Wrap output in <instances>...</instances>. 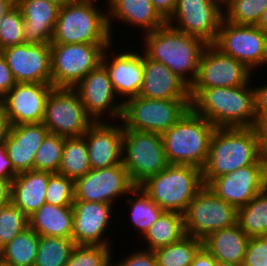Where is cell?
<instances>
[{
  "instance_id": "cell-12",
  "label": "cell",
  "mask_w": 267,
  "mask_h": 266,
  "mask_svg": "<svg viewBox=\"0 0 267 266\" xmlns=\"http://www.w3.org/2000/svg\"><path fill=\"white\" fill-rule=\"evenodd\" d=\"M214 45L251 71L267 64V33L257 26L237 25L223 18Z\"/></svg>"
},
{
  "instance_id": "cell-8",
  "label": "cell",
  "mask_w": 267,
  "mask_h": 266,
  "mask_svg": "<svg viewBox=\"0 0 267 266\" xmlns=\"http://www.w3.org/2000/svg\"><path fill=\"white\" fill-rule=\"evenodd\" d=\"M122 154V164L135 186L169 165L158 133L124 129Z\"/></svg>"
},
{
  "instance_id": "cell-50",
  "label": "cell",
  "mask_w": 267,
  "mask_h": 266,
  "mask_svg": "<svg viewBox=\"0 0 267 266\" xmlns=\"http://www.w3.org/2000/svg\"><path fill=\"white\" fill-rule=\"evenodd\" d=\"M12 180L0 178V209L11 202Z\"/></svg>"
},
{
  "instance_id": "cell-14",
  "label": "cell",
  "mask_w": 267,
  "mask_h": 266,
  "mask_svg": "<svg viewBox=\"0 0 267 266\" xmlns=\"http://www.w3.org/2000/svg\"><path fill=\"white\" fill-rule=\"evenodd\" d=\"M252 71L243 63L224 54L214 44L203 50L197 76L190 88L235 87L248 84Z\"/></svg>"
},
{
  "instance_id": "cell-58",
  "label": "cell",
  "mask_w": 267,
  "mask_h": 266,
  "mask_svg": "<svg viewBox=\"0 0 267 266\" xmlns=\"http://www.w3.org/2000/svg\"><path fill=\"white\" fill-rule=\"evenodd\" d=\"M0 105H2V97L0 96Z\"/></svg>"
},
{
  "instance_id": "cell-23",
  "label": "cell",
  "mask_w": 267,
  "mask_h": 266,
  "mask_svg": "<svg viewBox=\"0 0 267 266\" xmlns=\"http://www.w3.org/2000/svg\"><path fill=\"white\" fill-rule=\"evenodd\" d=\"M48 133L42 122L10 126L4 145L17 173L33 170L35 154Z\"/></svg>"
},
{
  "instance_id": "cell-4",
  "label": "cell",
  "mask_w": 267,
  "mask_h": 266,
  "mask_svg": "<svg viewBox=\"0 0 267 266\" xmlns=\"http://www.w3.org/2000/svg\"><path fill=\"white\" fill-rule=\"evenodd\" d=\"M216 127L191 108L162 135L169 164L192 165L203 169L209 152V142Z\"/></svg>"
},
{
  "instance_id": "cell-39",
  "label": "cell",
  "mask_w": 267,
  "mask_h": 266,
  "mask_svg": "<svg viewBox=\"0 0 267 266\" xmlns=\"http://www.w3.org/2000/svg\"><path fill=\"white\" fill-rule=\"evenodd\" d=\"M109 247L75 245L65 266H113Z\"/></svg>"
},
{
  "instance_id": "cell-1",
  "label": "cell",
  "mask_w": 267,
  "mask_h": 266,
  "mask_svg": "<svg viewBox=\"0 0 267 266\" xmlns=\"http://www.w3.org/2000/svg\"><path fill=\"white\" fill-rule=\"evenodd\" d=\"M253 164H267L257 127L216 128L202 169L203 184L207 185L213 178Z\"/></svg>"
},
{
  "instance_id": "cell-17",
  "label": "cell",
  "mask_w": 267,
  "mask_h": 266,
  "mask_svg": "<svg viewBox=\"0 0 267 266\" xmlns=\"http://www.w3.org/2000/svg\"><path fill=\"white\" fill-rule=\"evenodd\" d=\"M16 83H51V47L21 44L0 51Z\"/></svg>"
},
{
  "instance_id": "cell-28",
  "label": "cell",
  "mask_w": 267,
  "mask_h": 266,
  "mask_svg": "<svg viewBox=\"0 0 267 266\" xmlns=\"http://www.w3.org/2000/svg\"><path fill=\"white\" fill-rule=\"evenodd\" d=\"M249 239L235 224L209 234L203 246L217 261L242 265Z\"/></svg>"
},
{
  "instance_id": "cell-18",
  "label": "cell",
  "mask_w": 267,
  "mask_h": 266,
  "mask_svg": "<svg viewBox=\"0 0 267 266\" xmlns=\"http://www.w3.org/2000/svg\"><path fill=\"white\" fill-rule=\"evenodd\" d=\"M51 83H16L2 97V106L10 126L41 123Z\"/></svg>"
},
{
  "instance_id": "cell-25",
  "label": "cell",
  "mask_w": 267,
  "mask_h": 266,
  "mask_svg": "<svg viewBox=\"0 0 267 266\" xmlns=\"http://www.w3.org/2000/svg\"><path fill=\"white\" fill-rule=\"evenodd\" d=\"M24 19V43H51L60 5L50 0H17Z\"/></svg>"
},
{
  "instance_id": "cell-54",
  "label": "cell",
  "mask_w": 267,
  "mask_h": 266,
  "mask_svg": "<svg viewBox=\"0 0 267 266\" xmlns=\"http://www.w3.org/2000/svg\"><path fill=\"white\" fill-rule=\"evenodd\" d=\"M257 27L261 29L264 33H267V9L263 12Z\"/></svg>"
},
{
  "instance_id": "cell-38",
  "label": "cell",
  "mask_w": 267,
  "mask_h": 266,
  "mask_svg": "<svg viewBox=\"0 0 267 266\" xmlns=\"http://www.w3.org/2000/svg\"><path fill=\"white\" fill-rule=\"evenodd\" d=\"M65 138L48 133L35 154L33 170L58 173Z\"/></svg>"
},
{
  "instance_id": "cell-24",
  "label": "cell",
  "mask_w": 267,
  "mask_h": 266,
  "mask_svg": "<svg viewBox=\"0 0 267 266\" xmlns=\"http://www.w3.org/2000/svg\"><path fill=\"white\" fill-rule=\"evenodd\" d=\"M138 96L148 99H191L190 86L163 63L144 55L143 84Z\"/></svg>"
},
{
  "instance_id": "cell-20",
  "label": "cell",
  "mask_w": 267,
  "mask_h": 266,
  "mask_svg": "<svg viewBox=\"0 0 267 266\" xmlns=\"http://www.w3.org/2000/svg\"><path fill=\"white\" fill-rule=\"evenodd\" d=\"M73 234L75 245L110 246L104 237L112 213V204L102 202H73ZM105 238V239H104Z\"/></svg>"
},
{
  "instance_id": "cell-7",
  "label": "cell",
  "mask_w": 267,
  "mask_h": 266,
  "mask_svg": "<svg viewBox=\"0 0 267 266\" xmlns=\"http://www.w3.org/2000/svg\"><path fill=\"white\" fill-rule=\"evenodd\" d=\"M191 99H148L141 96L123 101L124 129L163 134L191 108Z\"/></svg>"
},
{
  "instance_id": "cell-45",
  "label": "cell",
  "mask_w": 267,
  "mask_h": 266,
  "mask_svg": "<svg viewBox=\"0 0 267 266\" xmlns=\"http://www.w3.org/2000/svg\"><path fill=\"white\" fill-rule=\"evenodd\" d=\"M256 127L267 119V84L254 88Z\"/></svg>"
},
{
  "instance_id": "cell-33",
  "label": "cell",
  "mask_w": 267,
  "mask_h": 266,
  "mask_svg": "<svg viewBox=\"0 0 267 266\" xmlns=\"http://www.w3.org/2000/svg\"><path fill=\"white\" fill-rule=\"evenodd\" d=\"M237 224L249 238L267 236V187L237 209Z\"/></svg>"
},
{
  "instance_id": "cell-53",
  "label": "cell",
  "mask_w": 267,
  "mask_h": 266,
  "mask_svg": "<svg viewBox=\"0 0 267 266\" xmlns=\"http://www.w3.org/2000/svg\"><path fill=\"white\" fill-rule=\"evenodd\" d=\"M16 4L12 0H0V21L3 16Z\"/></svg>"
},
{
  "instance_id": "cell-11",
  "label": "cell",
  "mask_w": 267,
  "mask_h": 266,
  "mask_svg": "<svg viewBox=\"0 0 267 266\" xmlns=\"http://www.w3.org/2000/svg\"><path fill=\"white\" fill-rule=\"evenodd\" d=\"M94 120L86 113L74 88L54 87L45 105L42 124L49 133L63 137L82 136Z\"/></svg>"
},
{
  "instance_id": "cell-34",
  "label": "cell",
  "mask_w": 267,
  "mask_h": 266,
  "mask_svg": "<svg viewBox=\"0 0 267 266\" xmlns=\"http://www.w3.org/2000/svg\"><path fill=\"white\" fill-rule=\"evenodd\" d=\"M203 240L185 235L182 239L153 251L158 266H190Z\"/></svg>"
},
{
  "instance_id": "cell-6",
  "label": "cell",
  "mask_w": 267,
  "mask_h": 266,
  "mask_svg": "<svg viewBox=\"0 0 267 266\" xmlns=\"http://www.w3.org/2000/svg\"><path fill=\"white\" fill-rule=\"evenodd\" d=\"M203 186L202 170L198 167L169 164L139 187L162 210L184 214Z\"/></svg>"
},
{
  "instance_id": "cell-32",
  "label": "cell",
  "mask_w": 267,
  "mask_h": 266,
  "mask_svg": "<svg viewBox=\"0 0 267 266\" xmlns=\"http://www.w3.org/2000/svg\"><path fill=\"white\" fill-rule=\"evenodd\" d=\"M91 170L85 137H66L62 150L59 175L76 180Z\"/></svg>"
},
{
  "instance_id": "cell-35",
  "label": "cell",
  "mask_w": 267,
  "mask_h": 266,
  "mask_svg": "<svg viewBox=\"0 0 267 266\" xmlns=\"http://www.w3.org/2000/svg\"><path fill=\"white\" fill-rule=\"evenodd\" d=\"M74 246L73 239L39 236L34 266H65Z\"/></svg>"
},
{
  "instance_id": "cell-57",
  "label": "cell",
  "mask_w": 267,
  "mask_h": 266,
  "mask_svg": "<svg viewBox=\"0 0 267 266\" xmlns=\"http://www.w3.org/2000/svg\"><path fill=\"white\" fill-rule=\"evenodd\" d=\"M0 266H11V265H9L8 263L3 262V261L0 259Z\"/></svg>"
},
{
  "instance_id": "cell-29",
  "label": "cell",
  "mask_w": 267,
  "mask_h": 266,
  "mask_svg": "<svg viewBox=\"0 0 267 266\" xmlns=\"http://www.w3.org/2000/svg\"><path fill=\"white\" fill-rule=\"evenodd\" d=\"M73 206H56L45 203L29 219V227L39 236L72 239Z\"/></svg>"
},
{
  "instance_id": "cell-56",
  "label": "cell",
  "mask_w": 267,
  "mask_h": 266,
  "mask_svg": "<svg viewBox=\"0 0 267 266\" xmlns=\"http://www.w3.org/2000/svg\"><path fill=\"white\" fill-rule=\"evenodd\" d=\"M50 1H53V2L57 3L60 6H63L65 4H67V3L72 2L73 0H50Z\"/></svg>"
},
{
  "instance_id": "cell-19",
  "label": "cell",
  "mask_w": 267,
  "mask_h": 266,
  "mask_svg": "<svg viewBox=\"0 0 267 266\" xmlns=\"http://www.w3.org/2000/svg\"><path fill=\"white\" fill-rule=\"evenodd\" d=\"M86 113L94 122L101 119L105 112H109L112 118L121 119L123 102L115 103V90L109 78L106 68L100 63L91 70L75 87Z\"/></svg>"
},
{
  "instance_id": "cell-27",
  "label": "cell",
  "mask_w": 267,
  "mask_h": 266,
  "mask_svg": "<svg viewBox=\"0 0 267 266\" xmlns=\"http://www.w3.org/2000/svg\"><path fill=\"white\" fill-rule=\"evenodd\" d=\"M108 6V26L111 34L113 18L143 28L145 33L157 30L167 23L151 0H108Z\"/></svg>"
},
{
  "instance_id": "cell-15",
  "label": "cell",
  "mask_w": 267,
  "mask_h": 266,
  "mask_svg": "<svg viewBox=\"0 0 267 266\" xmlns=\"http://www.w3.org/2000/svg\"><path fill=\"white\" fill-rule=\"evenodd\" d=\"M136 186L123 164L91 169L74 181L75 200L112 204L115 198L129 194Z\"/></svg>"
},
{
  "instance_id": "cell-16",
  "label": "cell",
  "mask_w": 267,
  "mask_h": 266,
  "mask_svg": "<svg viewBox=\"0 0 267 266\" xmlns=\"http://www.w3.org/2000/svg\"><path fill=\"white\" fill-rule=\"evenodd\" d=\"M217 197L237 209L267 187V164H253L213 178L206 185Z\"/></svg>"
},
{
  "instance_id": "cell-52",
  "label": "cell",
  "mask_w": 267,
  "mask_h": 266,
  "mask_svg": "<svg viewBox=\"0 0 267 266\" xmlns=\"http://www.w3.org/2000/svg\"><path fill=\"white\" fill-rule=\"evenodd\" d=\"M263 155L267 156V119H265L258 127Z\"/></svg>"
},
{
  "instance_id": "cell-3",
  "label": "cell",
  "mask_w": 267,
  "mask_h": 266,
  "mask_svg": "<svg viewBox=\"0 0 267 266\" xmlns=\"http://www.w3.org/2000/svg\"><path fill=\"white\" fill-rule=\"evenodd\" d=\"M145 35L144 55L163 63L190 86L197 76L200 57L207 44L167 23Z\"/></svg>"
},
{
  "instance_id": "cell-36",
  "label": "cell",
  "mask_w": 267,
  "mask_h": 266,
  "mask_svg": "<svg viewBox=\"0 0 267 266\" xmlns=\"http://www.w3.org/2000/svg\"><path fill=\"white\" fill-rule=\"evenodd\" d=\"M136 196L135 199L127 198L131 207V221L133 225L144 235L152 224L155 223L164 212L139 186H136L130 195ZM138 197V198H137Z\"/></svg>"
},
{
  "instance_id": "cell-26",
  "label": "cell",
  "mask_w": 267,
  "mask_h": 266,
  "mask_svg": "<svg viewBox=\"0 0 267 266\" xmlns=\"http://www.w3.org/2000/svg\"><path fill=\"white\" fill-rule=\"evenodd\" d=\"M52 174L30 170L18 173L12 180L11 202L27 217L46 203L48 180Z\"/></svg>"
},
{
  "instance_id": "cell-22",
  "label": "cell",
  "mask_w": 267,
  "mask_h": 266,
  "mask_svg": "<svg viewBox=\"0 0 267 266\" xmlns=\"http://www.w3.org/2000/svg\"><path fill=\"white\" fill-rule=\"evenodd\" d=\"M105 48L101 58V64L106 68L115 93L126 96L127 99L138 96L143 84L144 54L132 51L119 52L112 61H108Z\"/></svg>"
},
{
  "instance_id": "cell-13",
  "label": "cell",
  "mask_w": 267,
  "mask_h": 266,
  "mask_svg": "<svg viewBox=\"0 0 267 266\" xmlns=\"http://www.w3.org/2000/svg\"><path fill=\"white\" fill-rule=\"evenodd\" d=\"M223 0H177L176 7L167 20L173 28L214 44L224 18ZM173 22H177L173 24Z\"/></svg>"
},
{
  "instance_id": "cell-55",
  "label": "cell",
  "mask_w": 267,
  "mask_h": 266,
  "mask_svg": "<svg viewBox=\"0 0 267 266\" xmlns=\"http://www.w3.org/2000/svg\"><path fill=\"white\" fill-rule=\"evenodd\" d=\"M216 266H242V265L217 261Z\"/></svg>"
},
{
  "instance_id": "cell-30",
  "label": "cell",
  "mask_w": 267,
  "mask_h": 266,
  "mask_svg": "<svg viewBox=\"0 0 267 266\" xmlns=\"http://www.w3.org/2000/svg\"><path fill=\"white\" fill-rule=\"evenodd\" d=\"M186 235L184 214L164 211L159 219L144 234L147 251H154L179 241Z\"/></svg>"
},
{
  "instance_id": "cell-2",
  "label": "cell",
  "mask_w": 267,
  "mask_h": 266,
  "mask_svg": "<svg viewBox=\"0 0 267 266\" xmlns=\"http://www.w3.org/2000/svg\"><path fill=\"white\" fill-rule=\"evenodd\" d=\"M249 85L190 88V107L216 128L256 127L255 93Z\"/></svg>"
},
{
  "instance_id": "cell-51",
  "label": "cell",
  "mask_w": 267,
  "mask_h": 266,
  "mask_svg": "<svg viewBox=\"0 0 267 266\" xmlns=\"http://www.w3.org/2000/svg\"><path fill=\"white\" fill-rule=\"evenodd\" d=\"M9 129L10 123L5 115L3 106L0 105V146L5 144Z\"/></svg>"
},
{
  "instance_id": "cell-31",
  "label": "cell",
  "mask_w": 267,
  "mask_h": 266,
  "mask_svg": "<svg viewBox=\"0 0 267 266\" xmlns=\"http://www.w3.org/2000/svg\"><path fill=\"white\" fill-rule=\"evenodd\" d=\"M39 235L30 227L0 249V259L11 266H34Z\"/></svg>"
},
{
  "instance_id": "cell-42",
  "label": "cell",
  "mask_w": 267,
  "mask_h": 266,
  "mask_svg": "<svg viewBox=\"0 0 267 266\" xmlns=\"http://www.w3.org/2000/svg\"><path fill=\"white\" fill-rule=\"evenodd\" d=\"M74 200V180L58 173H53L48 180L46 202L56 206H72Z\"/></svg>"
},
{
  "instance_id": "cell-21",
  "label": "cell",
  "mask_w": 267,
  "mask_h": 266,
  "mask_svg": "<svg viewBox=\"0 0 267 266\" xmlns=\"http://www.w3.org/2000/svg\"><path fill=\"white\" fill-rule=\"evenodd\" d=\"M94 122L83 134L89 153L91 169L122 164L124 126Z\"/></svg>"
},
{
  "instance_id": "cell-49",
  "label": "cell",
  "mask_w": 267,
  "mask_h": 266,
  "mask_svg": "<svg viewBox=\"0 0 267 266\" xmlns=\"http://www.w3.org/2000/svg\"><path fill=\"white\" fill-rule=\"evenodd\" d=\"M217 260L202 246L194 256L190 266H216Z\"/></svg>"
},
{
  "instance_id": "cell-40",
  "label": "cell",
  "mask_w": 267,
  "mask_h": 266,
  "mask_svg": "<svg viewBox=\"0 0 267 266\" xmlns=\"http://www.w3.org/2000/svg\"><path fill=\"white\" fill-rule=\"evenodd\" d=\"M29 227L28 217L12 202L0 209V249Z\"/></svg>"
},
{
  "instance_id": "cell-48",
  "label": "cell",
  "mask_w": 267,
  "mask_h": 266,
  "mask_svg": "<svg viewBox=\"0 0 267 266\" xmlns=\"http://www.w3.org/2000/svg\"><path fill=\"white\" fill-rule=\"evenodd\" d=\"M158 13L167 21L173 14L177 0H151Z\"/></svg>"
},
{
  "instance_id": "cell-5",
  "label": "cell",
  "mask_w": 267,
  "mask_h": 266,
  "mask_svg": "<svg viewBox=\"0 0 267 266\" xmlns=\"http://www.w3.org/2000/svg\"><path fill=\"white\" fill-rule=\"evenodd\" d=\"M95 0H73L60 6L51 43L111 44L108 13L95 6Z\"/></svg>"
},
{
  "instance_id": "cell-9",
  "label": "cell",
  "mask_w": 267,
  "mask_h": 266,
  "mask_svg": "<svg viewBox=\"0 0 267 266\" xmlns=\"http://www.w3.org/2000/svg\"><path fill=\"white\" fill-rule=\"evenodd\" d=\"M110 44L50 43L51 85L74 88L91 70L101 63L105 48Z\"/></svg>"
},
{
  "instance_id": "cell-44",
  "label": "cell",
  "mask_w": 267,
  "mask_h": 266,
  "mask_svg": "<svg viewBox=\"0 0 267 266\" xmlns=\"http://www.w3.org/2000/svg\"><path fill=\"white\" fill-rule=\"evenodd\" d=\"M113 266H158L153 251L141 250L134 252Z\"/></svg>"
},
{
  "instance_id": "cell-10",
  "label": "cell",
  "mask_w": 267,
  "mask_h": 266,
  "mask_svg": "<svg viewBox=\"0 0 267 266\" xmlns=\"http://www.w3.org/2000/svg\"><path fill=\"white\" fill-rule=\"evenodd\" d=\"M186 235L205 239L209 234L237 224V208L204 185L184 213Z\"/></svg>"
},
{
  "instance_id": "cell-37",
  "label": "cell",
  "mask_w": 267,
  "mask_h": 266,
  "mask_svg": "<svg viewBox=\"0 0 267 266\" xmlns=\"http://www.w3.org/2000/svg\"><path fill=\"white\" fill-rule=\"evenodd\" d=\"M224 19L237 25L257 26L267 0H223Z\"/></svg>"
},
{
  "instance_id": "cell-46",
  "label": "cell",
  "mask_w": 267,
  "mask_h": 266,
  "mask_svg": "<svg viewBox=\"0 0 267 266\" xmlns=\"http://www.w3.org/2000/svg\"><path fill=\"white\" fill-rule=\"evenodd\" d=\"M16 82L6 60L0 54V96L4 97L14 86Z\"/></svg>"
},
{
  "instance_id": "cell-43",
  "label": "cell",
  "mask_w": 267,
  "mask_h": 266,
  "mask_svg": "<svg viewBox=\"0 0 267 266\" xmlns=\"http://www.w3.org/2000/svg\"><path fill=\"white\" fill-rule=\"evenodd\" d=\"M267 263V236L249 239L242 266H264Z\"/></svg>"
},
{
  "instance_id": "cell-41",
  "label": "cell",
  "mask_w": 267,
  "mask_h": 266,
  "mask_svg": "<svg viewBox=\"0 0 267 266\" xmlns=\"http://www.w3.org/2000/svg\"><path fill=\"white\" fill-rule=\"evenodd\" d=\"M21 44H24V19L15 5L0 21V51Z\"/></svg>"
},
{
  "instance_id": "cell-47",
  "label": "cell",
  "mask_w": 267,
  "mask_h": 266,
  "mask_svg": "<svg viewBox=\"0 0 267 266\" xmlns=\"http://www.w3.org/2000/svg\"><path fill=\"white\" fill-rule=\"evenodd\" d=\"M18 173L14 170L11 160L7 156L5 145L0 146V178L13 180Z\"/></svg>"
}]
</instances>
